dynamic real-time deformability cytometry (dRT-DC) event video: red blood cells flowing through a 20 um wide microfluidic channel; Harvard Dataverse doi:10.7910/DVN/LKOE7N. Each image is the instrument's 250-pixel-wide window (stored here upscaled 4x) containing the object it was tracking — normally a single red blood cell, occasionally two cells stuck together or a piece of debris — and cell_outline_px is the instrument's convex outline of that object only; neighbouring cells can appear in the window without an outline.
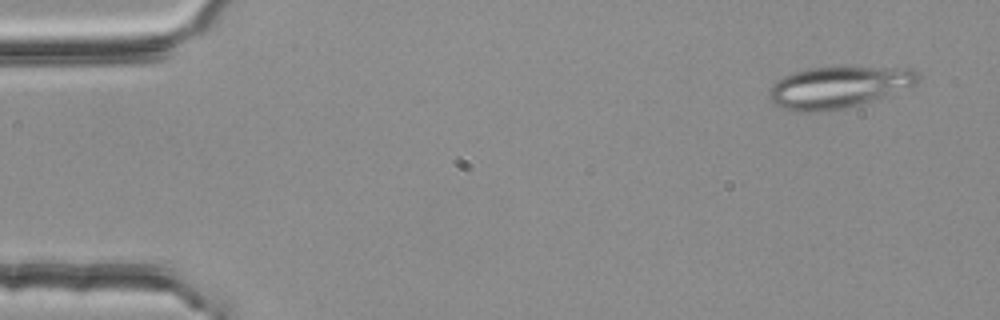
{"species": "common noctule bat (a hibernating species)", "species_latin": "Nyctalus noctula", "temperature_condition": "room temperature", "stored_images_in_passage": 4, "camera_frame_rate_fps": 3000, "um_per_image_px": 0.085, "animal": {"sex": "female", "body_mass_g": 25.1}, "frame": {"image": 1, "passage_image": 1, "time_ms": 0.0, "image_size_px": [1000, 320], "cell_outline_px": [[920, 80], [916, 84], [884, 96], [860, 104], [844, 108], [816, 112], [796, 112], [784, 108], [776, 104], [768, 96], [768, 88], [776, 80], [784, 76], [808, 68], [840, 64], [912, 68], [920, 76]], "centroid_in_image_um": [71.28, 7.35], "position_along_channel_um": 13.7, "area_um2": 37.05}}